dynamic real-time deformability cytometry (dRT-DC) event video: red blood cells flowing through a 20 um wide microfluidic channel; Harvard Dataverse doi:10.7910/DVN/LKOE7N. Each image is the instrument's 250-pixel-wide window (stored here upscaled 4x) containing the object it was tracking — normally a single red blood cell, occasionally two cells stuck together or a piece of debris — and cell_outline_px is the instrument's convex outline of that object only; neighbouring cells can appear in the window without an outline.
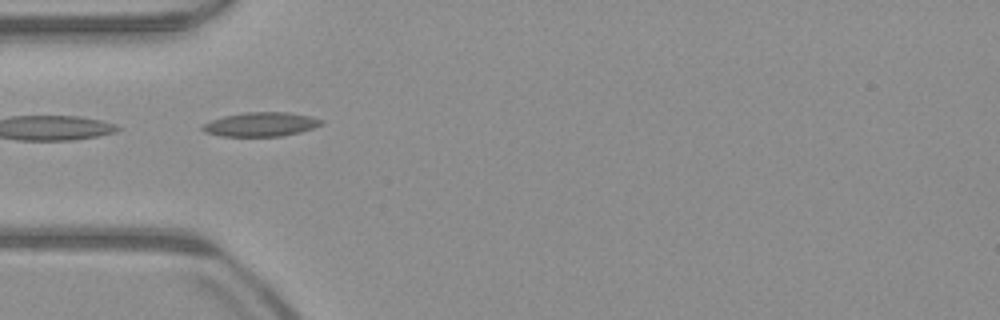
{"species": "common noctule bat (a hibernating species)", "species_latin": "Nyctalus noctula", "temperature_condition": "warm", "stored_images_in_passage": 37, "camera_frame_rate_fps": 3000, "um_per_image_px": 0.085, "animal": {"sex": "male", "body_mass_g": 23.1, "forearm_length_mm": 52.7}, "frame": {"image": 1, "passage_image": 1, "time_ms": 0.0, "image_size_px": [1000, 320], "cell_outline_px": [[324, 124], [300, 132], [280, 136], [220, 136], [204, 132], [200, 128], [204, 124], [212, 120], [224, 116], [244, 112], [288, 112], [308, 116], [324, 120]], "centroid_in_image_um": [22.17, 10.57], "position_along_channel_um": 62.8, "area_um2": 16.65}}
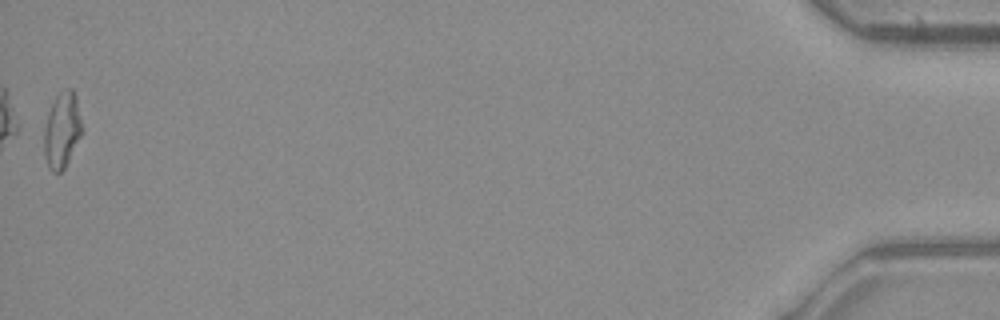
{"frame": {"image": 2, "passage_image": 37, "time_ms": 12.0, "image_size_px": [1000, 320], "cell_outline_px": [[84, 132], [64, 168], [60, 172], [52, 172], [48, 168], [44, 156], [44, 132], [48, 112], [56, 96], [60, 92], [68, 88], [72, 88], [76, 96], [84, 128]], "centroid_in_image_um": [5.3, 11.07], "position_along_channel_um": 429.9, "area_um2": 16.99}, "authors_computed_cell_mechanics": {"area_um2": 15.7794, "velocity_mm_per_s": 3.9448, "shape_relaxation_time_tau1_ms": null, "shape_relaxation_time_tau2_ms": 1.6935, "deformation_change_tau1": null, "deformation_change_tau2": 0.0894}}